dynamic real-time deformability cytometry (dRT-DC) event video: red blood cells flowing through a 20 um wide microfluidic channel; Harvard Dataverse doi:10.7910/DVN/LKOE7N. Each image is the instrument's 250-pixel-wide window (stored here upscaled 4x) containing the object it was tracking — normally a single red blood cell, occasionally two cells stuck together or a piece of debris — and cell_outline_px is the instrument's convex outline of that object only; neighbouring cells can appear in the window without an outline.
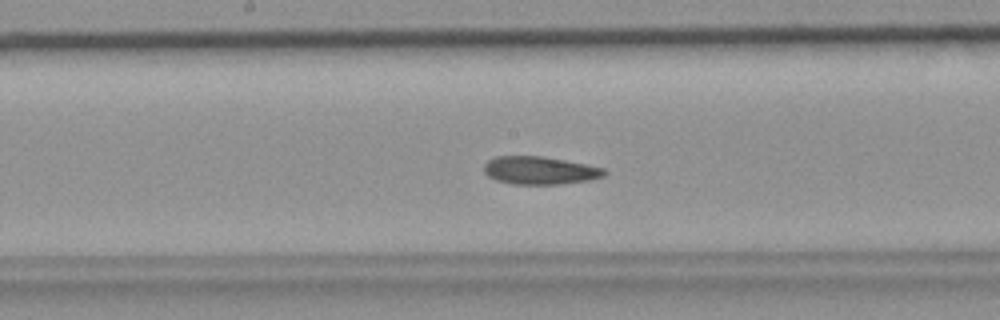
{"species": "common noctule bat (a hibernating species)", "species_latin": "Nyctalus noctula", "temperature_condition": "room temperature", "stored_images_in_passage": 48, "camera_frame_rate_fps": 3000, "um_per_image_px": 0.085, "animal": {"sex": "female", "body_mass_g": 19.9}, "frame": {"image": 1, "passage_image": 25, "time_ms": 8.0, "image_size_px": [1000, 320], "cell_outline_px": [[608, 172], [604, 176], [588, 180], [560, 184], [512, 184], [496, 180], [488, 176], [484, 172], [484, 164], [488, 160], [496, 156], [540, 156], [564, 160], [604, 168]], "centroid_in_image_um": [45.86, 14.49], "position_along_channel_um": 202.3, "area_um2": 19.48}}
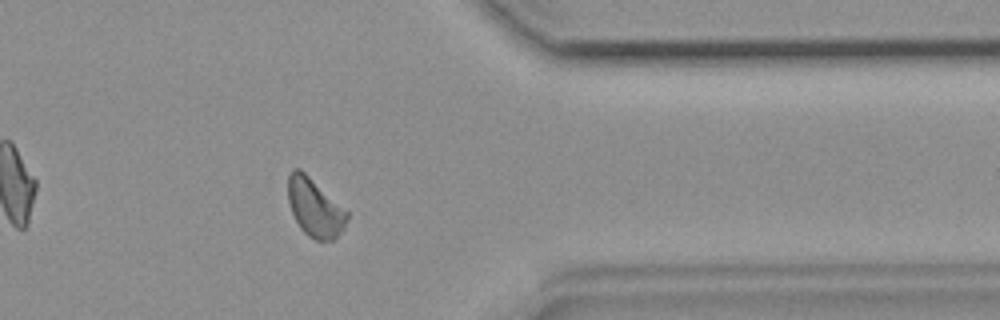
{"frame": {"image": 2, "passage_image": 39, "time_ms": 12.667, "image_size_px": [1000, 320], "cell_outline_px": [[348, 220], [344, 228], [332, 240], [316, 240], [308, 236], [300, 228], [292, 212], [288, 200], [288, 176], [292, 168], [300, 168], [348, 212]], "centroid_in_image_um": [26.74, 17.64], "position_along_channel_um": 384.7, "area_um2": 19.77}}
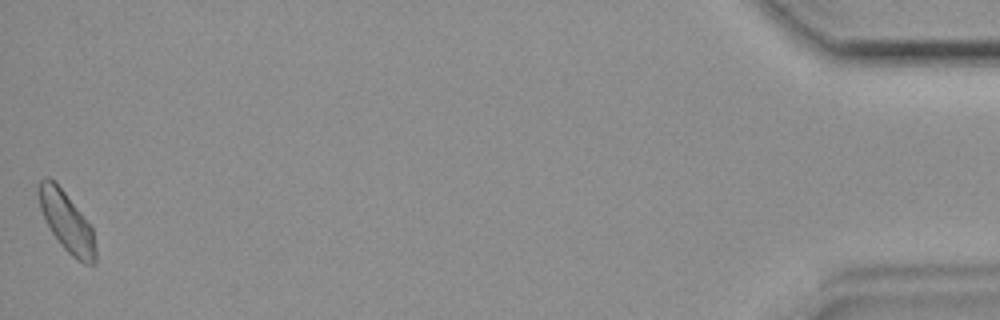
{"frame": {"image": 3, "passage_image": 48, "time_ms": 15.667, "image_size_px": [1000, 320], "cell_outline_px": [[96, 264], [84, 264], [76, 260], [60, 244], [52, 232], [40, 208], [36, 196], [36, 184], [44, 176], [48, 176], [64, 192], [92, 224], [96, 248]], "centroid_in_image_um": [5.67, 18.84], "position_along_channel_um": 429.5, "area_um2": 20.17}}